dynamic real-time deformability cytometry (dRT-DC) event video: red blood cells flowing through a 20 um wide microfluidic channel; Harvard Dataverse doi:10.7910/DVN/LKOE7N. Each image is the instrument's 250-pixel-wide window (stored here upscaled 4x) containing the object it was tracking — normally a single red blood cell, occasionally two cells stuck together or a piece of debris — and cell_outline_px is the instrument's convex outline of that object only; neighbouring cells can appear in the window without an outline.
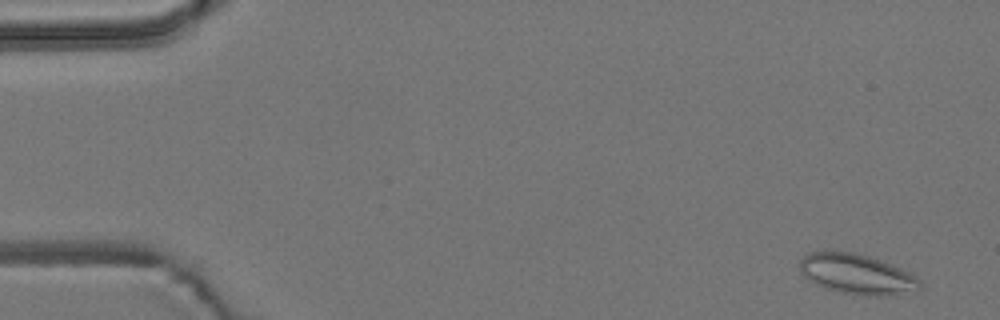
{"species": "common noctule bat (a hibernating species)", "species_latin": "Nyctalus noctula", "temperature_condition": "room temperature", "stored_images_in_passage": 3, "camera_frame_rate_fps": 3000, "um_per_image_px": 0.085, "animal": {"sex": "male", "body_mass_g": 19.2, "forearm_length_mm": 51.8}, "frame": {"image": 1, "passage_image": 1, "time_ms": 0.0, "image_size_px": [1000, 320], "cell_outline_px": [[920, 292], [880, 296], [844, 292], [824, 288], [816, 284], [804, 276], [800, 272], [800, 260], [808, 252], [852, 252], [868, 256], [880, 260], [900, 268], [916, 276], [920, 280]], "centroid_in_image_um": [72.87, 23.31], "position_along_channel_um": 12.1, "area_um2": 27.8}}